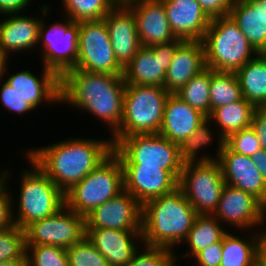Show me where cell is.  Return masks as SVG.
I'll return each mask as SVG.
<instances>
[{
  "mask_svg": "<svg viewBox=\"0 0 266 266\" xmlns=\"http://www.w3.org/2000/svg\"><path fill=\"white\" fill-rule=\"evenodd\" d=\"M112 150L110 139L75 138L30 150L27 155L65 194L101 164Z\"/></svg>",
  "mask_w": 266,
  "mask_h": 266,
  "instance_id": "obj_1",
  "label": "cell"
},
{
  "mask_svg": "<svg viewBox=\"0 0 266 266\" xmlns=\"http://www.w3.org/2000/svg\"><path fill=\"white\" fill-rule=\"evenodd\" d=\"M60 102L86 109L112 127H120L126 83L123 75L71 69L60 78Z\"/></svg>",
  "mask_w": 266,
  "mask_h": 266,
  "instance_id": "obj_2",
  "label": "cell"
},
{
  "mask_svg": "<svg viewBox=\"0 0 266 266\" xmlns=\"http://www.w3.org/2000/svg\"><path fill=\"white\" fill-rule=\"evenodd\" d=\"M197 215L179 187L146 201L142 205L144 245L171 249L185 240Z\"/></svg>",
  "mask_w": 266,
  "mask_h": 266,
  "instance_id": "obj_3",
  "label": "cell"
},
{
  "mask_svg": "<svg viewBox=\"0 0 266 266\" xmlns=\"http://www.w3.org/2000/svg\"><path fill=\"white\" fill-rule=\"evenodd\" d=\"M202 42L206 67L217 72H236L258 54L230 15L211 18Z\"/></svg>",
  "mask_w": 266,
  "mask_h": 266,
  "instance_id": "obj_4",
  "label": "cell"
},
{
  "mask_svg": "<svg viewBox=\"0 0 266 266\" xmlns=\"http://www.w3.org/2000/svg\"><path fill=\"white\" fill-rule=\"evenodd\" d=\"M169 94L161 86L126 84L122 121L113 134L112 145L133 134H158Z\"/></svg>",
  "mask_w": 266,
  "mask_h": 266,
  "instance_id": "obj_5",
  "label": "cell"
},
{
  "mask_svg": "<svg viewBox=\"0 0 266 266\" xmlns=\"http://www.w3.org/2000/svg\"><path fill=\"white\" fill-rule=\"evenodd\" d=\"M124 190L123 169L119 158L112 152L83 180L65 193V206L86 216Z\"/></svg>",
  "mask_w": 266,
  "mask_h": 266,
  "instance_id": "obj_6",
  "label": "cell"
},
{
  "mask_svg": "<svg viewBox=\"0 0 266 266\" xmlns=\"http://www.w3.org/2000/svg\"><path fill=\"white\" fill-rule=\"evenodd\" d=\"M112 152L122 166H151L169 171L178 181L183 162L179 145L158 134H133L121 138Z\"/></svg>",
  "mask_w": 266,
  "mask_h": 266,
  "instance_id": "obj_7",
  "label": "cell"
},
{
  "mask_svg": "<svg viewBox=\"0 0 266 266\" xmlns=\"http://www.w3.org/2000/svg\"><path fill=\"white\" fill-rule=\"evenodd\" d=\"M32 171H25L21 180L18 218L14 223L25 229L32 222L56 214L65 206V194L46 173L27 155Z\"/></svg>",
  "mask_w": 266,
  "mask_h": 266,
  "instance_id": "obj_8",
  "label": "cell"
},
{
  "mask_svg": "<svg viewBox=\"0 0 266 266\" xmlns=\"http://www.w3.org/2000/svg\"><path fill=\"white\" fill-rule=\"evenodd\" d=\"M213 159L204 155L182 167L178 187L197 214L213 215L225 186L221 166Z\"/></svg>",
  "mask_w": 266,
  "mask_h": 266,
  "instance_id": "obj_9",
  "label": "cell"
},
{
  "mask_svg": "<svg viewBox=\"0 0 266 266\" xmlns=\"http://www.w3.org/2000/svg\"><path fill=\"white\" fill-rule=\"evenodd\" d=\"M74 69L123 75L104 19L79 22L78 56Z\"/></svg>",
  "mask_w": 266,
  "mask_h": 266,
  "instance_id": "obj_10",
  "label": "cell"
},
{
  "mask_svg": "<svg viewBox=\"0 0 266 266\" xmlns=\"http://www.w3.org/2000/svg\"><path fill=\"white\" fill-rule=\"evenodd\" d=\"M24 230L26 245L67 249L86 236V223L84 216L64 206L56 214L34 221Z\"/></svg>",
  "mask_w": 266,
  "mask_h": 266,
  "instance_id": "obj_11",
  "label": "cell"
},
{
  "mask_svg": "<svg viewBox=\"0 0 266 266\" xmlns=\"http://www.w3.org/2000/svg\"><path fill=\"white\" fill-rule=\"evenodd\" d=\"M66 23H55L48 29L41 20L38 43L44 45V67L60 78L74 69L78 56L79 22L67 18Z\"/></svg>",
  "mask_w": 266,
  "mask_h": 266,
  "instance_id": "obj_12",
  "label": "cell"
},
{
  "mask_svg": "<svg viewBox=\"0 0 266 266\" xmlns=\"http://www.w3.org/2000/svg\"><path fill=\"white\" fill-rule=\"evenodd\" d=\"M183 41L178 38L170 43L142 46L123 69L125 83L163 87L175 50Z\"/></svg>",
  "mask_w": 266,
  "mask_h": 266,
  "instance_id": "obj_13",
  "label": "cell"
},
{
  "mask_svg": "<svg viewBox=\"0 0 266 266\" xmlns=\"http://www.w3.org/2000/svg\"><path fill=\"white\" fill-rule=\"evenodd\" d=\"M86 228L142 231V205L126 190L85 216Z\"/></svg>",
  "mask_w": 266,
  "mask_h": 266,
  "instance_id": "obj_14",
  "label": "cell"
},
{
  "mask_svg": "<svg viewBox=\"0 0 266 266\" xmlns=\"http://www.w3.org/2000/svg\"><path fill=\"white\" fill-rule=\"evenodd\" d=\"M218 149L214 160L221 166L225 184L254 195L266 206V181L251 157L232 152L224 141Z\"/></svg>",
  "mask_w": 266,
  "mask_h": 266,
  "instance_id": "obj_15",
  "label": "cell"
},
{
  "mask_svg": "<svg viewBox=\"0 0 266 266\" xmlns=\"http://www.w3.org/2000/svg\"><path fill=\"white\" fill-rule=\"evenodd\" d=\"M123 3L134 14L142 46L151 47L178 39L171 30L162 0H127Z\"/></svg>",
  "mask_w": 266,
  "mask_h": 266,
  "instance_id": "obj_16",
  "label": "cell"
},
{
  "mask_svg": "<svg viewBox=\"0 0 266 266\" xmlns=\"http://www.w3.org/2000/svg\"><path fill=\"white\" fill-rule=\"evenodd\" d=\"M266 206L254 195L225 184L218 207L213 215L231 225L250 228L262 223Z\"/></svg>",
  "mask_w": 266,
  "mask_h": 266,
  "instance_id": "obj_17",
  "label": "cell"
},
{
  "mask_svg": "<svg viewBox=\"0 0 266 266\" xmlns=\"http://www.w3.org/2000/svg\"><path fill=\"white\" fill-rule=\"evenodd\" d=\"M124 190L141 205L146 201L171 193L178 180L169 172L151 166H122Z\"/></svg>",
  "mask_w": 266,
  "mask_h": 266,
  "instance_id": "obj_18",
  "label": "cell"
},
{
  "mask_svg": "<svg viewBox=\"0 0 266 266\" xmlns=\"http://www.w3.org/2000/svg\"><path fill=\"white\" fill-rule=\"evenodd\" d=\"M118 63L125 68L142 47L133 12L119 2L104 18Z\"/></svg>",
  "mask_w": 266,
  "mask_h": 266,
  "instance_id": "obj_19",
  "label": "cell"
},
{
  "mask_svg": "<svg viewBox=\"0 0 266 266\" xmlns=\"http://www.w3.org/2000/svg\"><path fill=\"white\" fill-rule=\"evenodd\" d=\"M171 30L184 41H202L211 18L197 0H162Z\"/></svg>",
  "mask_w": 266,
  "mask_h": 266,
  "instance_id": "obj_20",
  "label": "cell"
},
{
  "mask_svg": "<svg viewBox=\"0 0 266 266\" xmlns=\"http://www.w3.org/2000/svg\"><path fill=\"white\" fill-rule=\"evenodd\" d=\"M205 68L203 42L183 41L175 50L163 87L170 94H175Z\"/></svg>",
  "mask_w": 266,
  "mask_h": 266,
  "instance_id": "obj_21",
  "label": "cell"
},
{
  "mask_svg": "<svg viewBox=\"0 0 266 266\" xmlns=\"http://www.w3.org/2000/svg\"><path fill=\"white\" fill-rule=\"evenodd\" d=\"M207 119L201 112L169 94L164 105V114L159 134L180 145Z\"/></svg>",
  "mask_w": 266,
  "mask_h": 266,
  "instance_id": "obj_22",
  "label": "cell"
},
{
  "mask_svg": "<svg viewBox=\"0 0 266 266\" xmlns=\"http://www.w3.org/2000/svg\"><path fill=\"white\" fill-rule=\"evenodd\" d=\"M86 236L110 266H126L138 249L133 243L134 238L142 240L141 231L105 228H86Z\"/></svg>",
  "mask_w": 266,
  "mask_h": 266,
  "instance_id": "obj_23",
  "label": "cell"
},
{
  "mask_svg": "<svg viewBox=\"0 0 266 266\" xmlns=\"http://www.w3.org/2000/svg\"><path fill=\"white\" fill-rule=\"evenodd\" d=\"M229 15L254 50L266 53V0H236Z\"/></svg>",
  "mask_w": 266,
  "mask_h": 266,
  "instance_id": "obj_24",
  "label": "cell"
},
{
  "mask_svg": "<svg viewBox=\"0 0 266 266\" xmlns=\"http://www.w3.org/2000/svg\"><path fill=\"white\" fill-rule=\"evenodd\" d=\"M13 89L36 108L41 102H60V77L44 67L42 80L30 71H21L11 75L6 81Z\"/></svg>",
  "mask_w": 266,
  "mask_h": 266,
  "instance_id": "obj_25",
  "label": "cell"
},
{
  "mask_svg": "<svg viewBox=\"0 0 266 266\" xmlns=\"http://www.w3.org/2000/svg\"><path fill=\"white\" fill-rule=\"evenodd\" d=\"M40 26L41 20L19 14L0 21V47L7 56L11 51L32 49L38 43Z\"/></svg>",
  "mask_w": 266,
  "mask_h": 266,
  "instance_id": "obj_26",
  "label": "cell"
},
{
  "mask_svg": "<svg viewBox=\"0 0 266 266\" xmlns=\"http://www.w3.org/2000/svg\"><path fill=\"white\" fill-rule=\"evenodd\" d=\"M255 56L235 74L242 96L255 108H266V53Z\"/></svg>",
  "mask_w": 266,
  "mask_h": 266,
  "instance_id": "obj_27",
  "label": "cell"
},
{
  "mask_svg": "<svg viewBox=\"0 0 266 266\" xmlns=\"http://www.w3.org/2000/svg\"><path fill=\"white\" fill-rule=\"evenodd\" d=\"M255 109L244 97L237 102L214 109L208 119L219 124V141H224L230 134L250 127Z\"/></svg>",
  "mask_w": 266,
  "mask_h": 266,
  "instance_id": "obj_28",
  "label": "cell"
},
{
  "mask_svg": "<svg viewBox=\"0 0 266 266\" xmlns=\"http://www.w3.org/2000/svg\"><path fill=\"white\" fill-rule=\"evenodd\" d=\"M219 224L214 215L198 214L184 240L186 243L188 242L191 250L185 256L190 254L195 257L207 246L221 240L227 231L223 230Z\"/></svg>",
  "mask_w": 266,
  "mask_h": 266,
  "instance_id": "obj_29",
  "label": "cell"
},
{
  "mask_svg": "<svg viewBox=\"0 0 266 266\" xmlns=\"http://www.w3.org/2000/svg\"><path fill=\"white\" fill-rule=\"evenodd\" d=\"M257 237L250 236L251 242H246L226 233L222 238L220 266H258Z\"/></svg>",
  "mask_w": 266,
  "mask_h": 266,
  "instance_id": "obj_30",
  "label": "cell"
},
{
  "mask_svg": "<svg viewBox=\"0 0 266 266\" xmlns=\"http://www.w3.org/2000/svg\"><path fill=\"white\" fill-rule=\"evenodd\" d=\"M211 69L205 68L180 88L175 95L197 111L210 116Z\"/></svg>",
  "mask_w": 266,
  "mask_h": 266,
  "instance_id": "obj_31",
  "label": "cell"
},
{
  "mask_svg": "<svg viewBox=\"0 0 266 266\" xmlns=\"http://www.w3.org/2000/svg\"><path fill=\"white\" fill-rule=\"evenodd\" d=\"M243 98L235 72H217L211 69L210 114L223 105Z\"/></svg>",
  "mask_w": 266,
  "mask_h": 266,
  "instance_id": "obj_32",
  "label": "cell"
},
{
  "mask_svg": "<svg viewBox=\"0 0 266 266\" xmlns=\"http://www.w3.org/2000/svg\"><path fill=\"white\" fill-rule=\"evenodd\" d=\"M67 18L72 21L103 19L119 2L117 0H62Z\"/></svg>",
  "mask_w": 266,
  "mask_h": 266,
  "instance_id": "obj_33",
  "label": "cell"
},
{
  "mask_svg": "<svg viewBox=\"0 0 266 266\" xmlns=\"http://www.w3.org/2000/svg\"><path fill=\"white\" fill-rule=\"evenodd\" d=\"M30 249L32 256L28 253ZM26 266H69L67 250L51 245H26Z\"/></svg>",
  "mask_w": 266,
  "mask_h": 266,
  "instance_id": "obj_34",
  "label": "cell"
},
{
  "mask_svg": "<svg viewBox=\"0 0 266 266\" xmlns=\"http://www.w3.org/2000/svg\"><path fill=\"white\" fill-rule=\"evenodd\" d=\"M66 250L69 266H110L87 236Z\"/></svg>",
  "mask_w": 266,
  "mask_h": 266,
  "instance_id": "obj_35",
  "label": "cell"
},
{
  "mask_svg": "<svg viewBox=\"0 0 266 266\" xmlns=\"http://www.w3.org/2000/svg\"><path fill=\"white\" fill-rule=\"evenodd\" d=\"M26 259L25 230L17 225L0 233V262Z\"/></svg>",
  "mask_w": 266,
  "mask_h": 266,
  "instance_id": "obj_36",
  "label": "cell"
},
{
  "mask_svg": "<svg viewBox=\"0 0 266 266\" xmlns=\"http://www.w3.org/2000/svg\"><path fill=\"white\" fill-rule=\"evenodd\" d=\"M208 118L179 145V156L183 163L196 162L197 151L211 142V132Z\"/></svg>",
  "mask_w": 266,
  "mask_h": 266,
  "instance_id": "obj_37",
  "label": "cell"
},
{
  "mask_svg": "<svg viewBox=\"0 0 266 266\" xmlns=\"http://www.w3.org/2000/svg\"><path fill=\"white\" fill-rule=\"evenodd\" d=\"M146 251L137 254L136 251L132 260L126 266H174L176 257L172 249L144 245Z\"/></svg>",
  "mask_w": 266,
  "mask_h": 266,
  "instance_id": "obj_38",
  "label": "cell"
},
{
  "mask_svg": "<svg viewBox=\"0 0 266 266\" xmlns=\"http://www.w3.org/2000/svg\"><path fill=\"white\" fill-rule=\"evenodd\" d=\"M224 144L232 152L250 157L262 150L257 134L251 126L230 134L224 139Z\"/></svg>",
  "mask_w": 266,
  "mask_h": 266,
  "instance_id": "obj_39",
  "label": "cell"
},
{
  "mask_svg": "<svg viewBox=\"0 0 266 266\" xmlns=\"http://www.w3.org/2000/svg\"><path fill=\"white\" fill-rule=\"evenodd\" d=\"M0 99L3 107L18 114L26 113L34 109L27 99L17 93L6 81L1 88Z\"/></svg>",
  "mask_w": 266,
  "mask_h": 266,
  "instance_id": "obj_40",
  "label": "cell"
},
{
  "mask_svg": "<svg viewBox=\"0 0 266 266\" xmlns=\"http://www.w3.org/2000/svg\"><path fill=\"white\" fill-rule=\"evenodd\" d=\"M6 189L5 185L0 188V233L15 226L12 212L14 200L11 199L9 192L6 193Z\"/></svg>",
  "mask_w": 266,
  "mask_h": 266,
  "instance_id": "obj_41",
  "label": "cell"
},
{
  "mask_svg": "<svg viewBox=\"0 0 266 266\" xmlns=\"http://www.w3.org/2000/svg\"><path fill=\"white\" fill-rule=\"evenodd\" d=\"M195 258L199 266H220L222 259V239L201 250Z\"/></svg>",
  "mask_w": 266,
  "mask_h": 266,
  "instance_id": "obj_42",
  "label": "cell"
},
{
  "mask_svg": "<svg viewBox=\"0 0 266 266\" xmlns=\"http://www.w3.org/2000/svg\"><path fill=\"white\" fill-rule=\"evenodd\" d=\"M201 8L210 17L229 15L236 0H197Z\"/></svg>",
  "mask_w": 266,
  "mask_h": 266,
  "instance_id": "obj_43",
  "label": "cell"
},
{
  "mask_svg": "<svg viewBox=\"0 0 266 266\" xmlns=\"http://www.w3.org/2000/svg\"><path fill=\"white\" fill-rule=\"evenodd\" d=\"M250 126L257 134L262 150L266 151V108L254 110Z\"/></svg>",
  "mask_w": 266,
  "mask_h": 266,
  "instance_id": "obj_44",
  "label": "cell"
},
{
  "mask_svg": "<svg viewBox=\"0 0 266 266\" xmlns=\"http://www.w3.org/2000/svg\"><path fill=\"white\" fill-rule=\"evenodd\" d=\"M30 0H0V13L5 15L18 14L19 11H23L27 7Z\"/></svg>",
  "mask_w": 266,
  "mask_h": 266,
  "instance_id": "obj_45",
  "label": "cell"
},
{
  "mask_svg": "<svg viewBox=\"0 0 266 266\" xmlns=\"http://www.w3.org/2000/svg\"><path fill=\"white\" fill-rule=\"evenodd\" d=\"M257 236L258 266H266V231Z\"/></svg>",
  "mask_w": 266,
  "mask_h": 266,
  "instance_id": "obj_46",
  "label": "cell"
},
{
  "mask_svg": "<svg viewBox=\"0 0 266 266\" xmlns=\"http://www.w3.org/2000/svg\"><path fill=\"white\" fill-rule=\"evenodd\" d=\"M251 159L266 181V151H258L255 155L251 156Z\"/></svg>",
  "mask_w": 266,
  "mask_h": 266,
  "instance_id": "obj_47",
  "label": "cell"
},
{
  "mask_svg": "<svg viewBox=\"0 0 266 266\" xmlns=\"http://www.w3.org/2000/svg\"><path fill=\"white\" fill-rule=\"evenodd\" d=\"M0 266H26V259H13L0 262Z\"/></svg>",
  "mask_w": 266,
  "mask_h": 266,
  "instance_id": "obj_48",
  "label": "cell"
},
{
  "mask_svg": "<svg viewBox=\"0 0 266 266\" xmlns=\"http://www.w3.org/2000/svg\"><path fill=\"white\" fill-rule=\"evenodd\" d=\"M7 59H8V56L5 54V52L0 47V80L2 79L1 77L4 75L3 73L5 70V64H6Z\"/></svg>",
  "mask_w": 266,
  "mask_h": 266,
  "instance_id": "obj_49",
  "label": "cell"
},
{
  "mask_svg": "<svg viewBox=\"0 0 266 266\" xmlns=\"http://www.w3.org/2000/svg\"><path fill=\"white\" fill-rule=\"evenodd\" d=\"M6 177L8 178V173L0 174V188L3 187L7 182H6Z\"/></svg>",
  "mask_w": 266,
  "mask_h": 266,
  "instance_id": "obj_50",
  "label": "cell"
},
{
  "mask_svg": "<svg viewBox=\"0 0 266 266\" xmlns=\"http://www.w3.org/2000/svg\"><path fill=\"white\" fill-rule=\"evenodd\" d=\"M118 2H125V1H127V0H117Z\"/></svg>",
  "mask_w": 266,
  "mask_h": 266,
  "instance_id": "obj_51",
  "label": "cell"
}]
</instances>
